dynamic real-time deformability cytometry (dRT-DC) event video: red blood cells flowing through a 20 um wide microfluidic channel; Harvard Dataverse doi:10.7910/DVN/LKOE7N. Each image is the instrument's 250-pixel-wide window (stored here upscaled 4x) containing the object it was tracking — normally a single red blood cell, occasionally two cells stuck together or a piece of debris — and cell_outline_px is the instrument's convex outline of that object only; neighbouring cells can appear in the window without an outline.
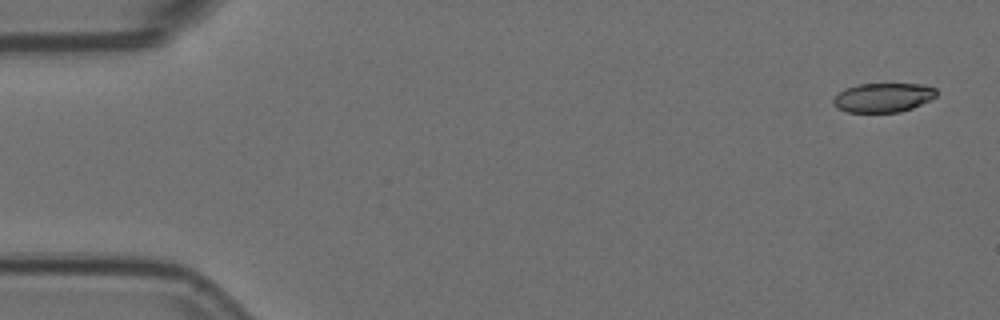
{"species": "Egyptian fruit bat (a non-hibernating species)", "species_latin": "Rousettus aegyptiacus", "temperature_condition": "room temperature", "stored_images_in_passage": 5, "camera_frame_rate_fps": 3000, "um_per_image_px": 0.085, "animal": {"sex": "female"}, "frame": {"image": 1, "passage_image": 1, "time_ms": 0.0, "image_size_px": [1000, 320], "cell_outline_px": [[936, 96], [912, 108], [900, 112], [848, 112], [836, 108], [832, 104], [832, 100], [844, 88], [856, 84], [924, 84], [936, 88]], "centroid_in_image_um": [75.03, 8.29], "position_along_channel_um": 10.0, "area_um2": 17.57}}
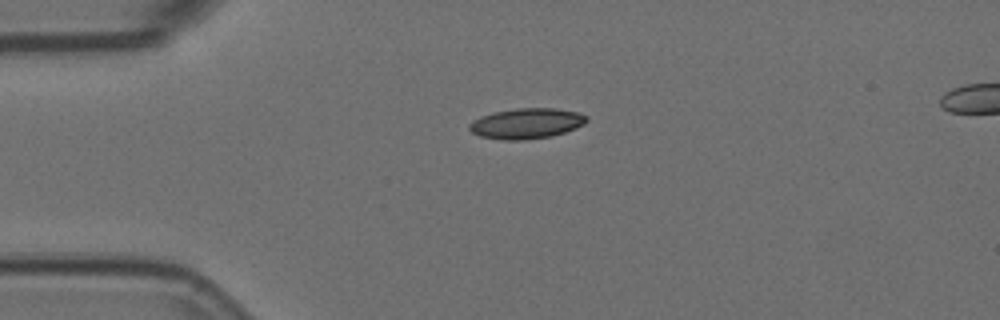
{"frame": {"image": 2, "passage_image": 3, "time_ms": 0.667, "image_size_px": [1000, 320], "cell_outline_px": [[588, 120], [584, 124], [564, 132], [552, 136], [524, 140], [500, 140], [480, 136], [472, 132], [468, 128], [468, 124], [472, 120], [480, 116], [492, 112], [516, 108], [556, 108], [576, 112], [588, 116]], "centroid_in_image_um": [44.71, 10.49], "position_along_channel_um": 40.3, "area_um2": 20.98}}